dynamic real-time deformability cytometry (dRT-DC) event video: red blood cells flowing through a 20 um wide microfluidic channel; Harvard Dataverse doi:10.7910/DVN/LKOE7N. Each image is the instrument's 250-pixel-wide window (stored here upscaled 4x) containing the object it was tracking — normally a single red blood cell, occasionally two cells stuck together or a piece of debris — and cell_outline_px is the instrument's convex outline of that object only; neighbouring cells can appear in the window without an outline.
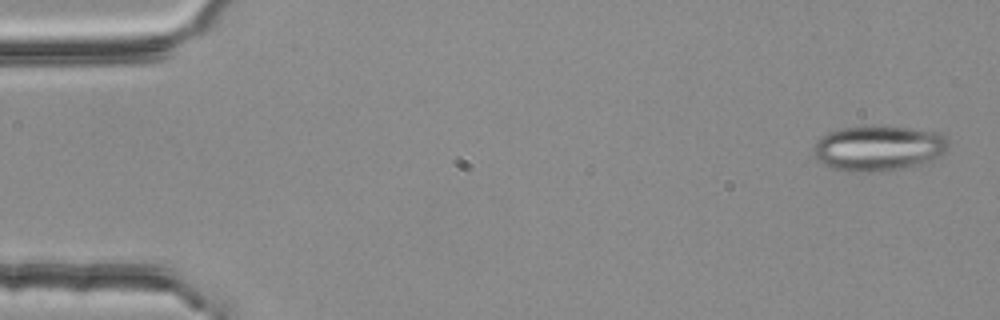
{"species": "common noctule bat (a hibernating species)", "species_latin": "Nyctalus noctula", "temperature_condition": "room temperature", "stored_images_in_passage": 5, "segment_of_instrument_passage": [1, 2], "camera_frame_rate_fps": 3000, "um_per_image_px": 0.085, "animal": {"sex": "female", "body_mass_g": 25.1}, "frame": {"image": 1, "passage_image": 1, "time_ms": 0.0, "image_size_px": [1000, 320], "cell_outline_px": [[948, 148], [932, 164], [876, 172], [844, 172], [832, 168], [816, 160], [812, 148], [816, 140], [820, 136], [828, 132], [840, 128], [868, 124], [876, 124], [912, 128], [940, 132], [948, 140]], "centroid_in_image_um": [74.68, 12.59], "position_along_channel_um": 10.3, "area_um2": 37.17}}